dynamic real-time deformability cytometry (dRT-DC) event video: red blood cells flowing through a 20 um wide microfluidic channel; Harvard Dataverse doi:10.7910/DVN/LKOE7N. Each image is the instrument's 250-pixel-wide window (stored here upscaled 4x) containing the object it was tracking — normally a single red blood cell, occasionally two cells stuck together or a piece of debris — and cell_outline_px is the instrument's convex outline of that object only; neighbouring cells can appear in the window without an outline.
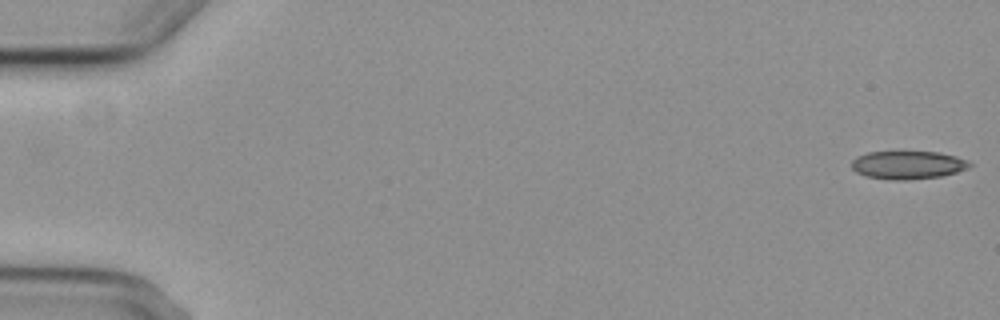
{"species": "common noctule bat (a hibernating species)", "species_latin": "Nyctalus noctula", "temperature_condition": "cold", "stored_images_in_passage": 4, "camera_frame_rate_fps": 3000, "um_per_image_px": 0.085, "animal": {"sex": "female", "body_mass_g": 29.2, "forearm_length_mm": 56.3}, "frame": {"image": 1, "passage_image": 1, "time_ms": 0.0, "image_size_px": [1000, 320], "cell_outline_px": [[972, 164], [968, 168], [956, 172], [940, 176], [908, 180], [892, 180], [868, 176], [856, 172], [852, 168], [852, 160], [856, 156], [868, 152], [940, 152], [956, 156], [968, 160]], "centroid_in_image_um": [77.18, 14.02], "position_along_channel_um": 7.8, "area_um2": 19.31}}